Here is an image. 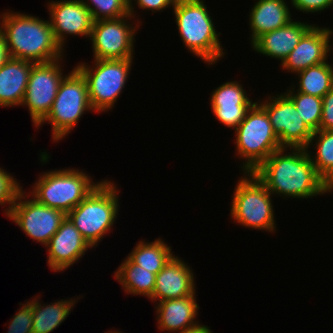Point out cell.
Segmentation results:
<instances>
[{"label": "cell", "instance_id": "1", "mask_svg": "<svg viewBox=\"0 0 333 333\" xmlns=\"http://www.w3.org/2000/svg\"><path fill=\"white\" fill-rule=\"evenodd\" d=\"M253 173L268 191L283 198L309 199L333 191L317 173L306 148L282 147Z\"/></svg>", "mask_w": 333, "mask_h": 333}, {"label": "cell", "instance_id": "2", "mask_svg": "<svg viewBox=\"0 0 333 333\" xmlns=\"http://www.w3.org/2000/svg\"><path fill=\"white\" fill-rule=\"evenodd\" d=\"M0 18V30L10 57L33 63L63 58L64 49L57 43L49 20L12 11L3 12Z\"/></svg>", "mask_w": 333, "mask_h": 333}, {"label": "cell", "instance_id": "3", "mask_svg": "<svg viewBox=\"0 0 333 333\" xmlns=\"http://www.w3.org/2000/svg\"><path fill=\"white\" fill-rule=\"evenodd\" d=\"M185 47L208 65L216 63L225 52L214 22L203 0H176L172 8Z\"/></svg>", "mask_w": 333, "mask_h": 333}, {"label": "cell", "instance_id": "4", "mask_svg": "<svg viewBox=\"0 0 333 333\" xmlns=\"http://www.w3.org/2000/svg\"><path fill=\"white\" fill-rule=\"evenodd\" d=\"M120 192L114 182L103 180L74 209L67 213L84 239L93 248L111 231L119 211Z\"/></svg>", "mask_w": 333, "mask_h": 333}, {"label": "cell", "instance_id": "5", "mask_svg": "<svg viewBox=\"0 0 333 333\" xmlns=\"http://www.w3.org/2000/svg\"><path fill=\"white\" fill-rule=\"evenodd\" d=\"M237 156L244 158L243 172H254L273 152L281 149L266 111L254 103L235 129ZM239 154V155H238Z\"/></svg>", "mask_w": 333, "mask_h": 333}, {"label": "cell", "instance_id": "6", "mask_svg": "<svg viewBox=\"0 0 333 333\" xmlns=\"http://www.w3.org/2000/svg\"><path fill=\"white\" fill-rule=\"evenodd\" d=\"M99 183L93 182L90 175L88 176L79 169L52 170L39 175L30 195L39 203L60 209L67 214Z\"/></svg>", "mask_w": 333, "mask_h": 333}, {"label": "cell", "instance_id": "7", "mask_svg": "<svg viewBox=\"0 0 333 333\" xmlns=\"http://www.w3.org/2000/svg\"><path fill=\"white\" fill-rule=\"evenodd\" d=\"M233 192L230 216L238 225L275 231L274 210L271 195L253 172L245 173Z\"/></svg>", "mask_w": 333, "mask_h": 333}, {"label": "cell", "instance_id": "8", "mask_svg": "<svg viewBox=\"0 0 333 333\" xmlns=\"http://www.w3.org/2000/svg\"><path fill=\"white\" fill-rule=\"evenodd\" d=\"M87 110L93 111L87 83L82 74L73 68L61 81L49 114L37 127L45 122L51 123L52 140L59 142L73 130Z\"/></svg>", "mask_w": 333, "mask_h": 333}, {"label": "cell", "instance_id": "9", "mask_svg": "<svg viewBox=\"0 0 333 333\" xmlns=\"http://www.w3.org/2000/svg\"><path fill=\"white\" fill-rule=\"evenodd\" d=\"M132 59L94 60V66L78 63L75 67L85 78L94 112L111 110L123 91L131 71Z\"/></svg>", "mask_w": 333, "mask_h": 333}, {"label": "cell", "instance_id": "10", "mask_svg": "<svg viewBox=\"0 0 333 333\" xmlns=\"http://www.w3.org/2000/svg\"><path fill=\"white\" fill-rule=\"evenodd\" d=\"M25 193L27 192L22 190L19 192L8 217L26 236L46 247L67 214L60 209L45 206L35 198L31 197L28 200L30 193Z\"/></svg>", "mask_w": 333, "mask_h": 333}, {"label": "cell", "instance_id": "11", "mask_svg": "<svg viewBox=\"0 0 333 333\" xmlns=\"http://www.w3.org/2000/svg\"><path fill=\"white\" fill-rule=\"evenodd\" d=\"M60 60L35 63L30 71L21 106L28 107L33 125L36 128L49 114L60 83L66 76L62 73Z\"/></svg>", "mask_w": 333, "mask_h": 333}, {"label": "cell", "instance_id": "12", "mask_svg": "<svg viewBox=\"0 0 333 333\" xmlns=\"http://www.w3.org/2000/svg\"><path fill=\"white\" fill-rule=\"evenodd\" d=\"M131 17L129 14L117 19L93 21L89 38L92 42L94 60L133 58L134 36L139 25L128 24V18Z\"/></svg>", "mask_w": 333, "mask_h": 333}, {"label": "cell", "instance_id": "13", "mask_svg": "<svg viewBox=\"0 0 333 333\" xmlns=\"http://www.w3.org/2000/svg\"><path fill=\"white\" fill-rule=\"evenodd\" d=\"M276 96H270L267 98L269 100L257 103L266 111L281 147L307 148L313 132L304 123L294 103L285 93Z\"/></svg>", "mask_w": 333, "mask_h": 333}, {"label": "cell", "instance_id": "14", "mask_svg": "<svg viewBox=\"0 0 333 333\" xmlns=\"http://www.w3.org/2000/svg\"><path fill=\"white\" fill-rule=\"evenodd\" d=\"M47 7L54 37L62 49L67 34L90 37L93 19L81 0H52Z\"/></svg>", "mask_w": 333, "mask_h": 333}, {"label": "cell", "instance_id": "15", "mask_svg": "<svg viewBox=\"0 0 333 333\" xmlns=\"http://www.w3.org/2000/svg\"><path fill=\"white\" fill-rule=\"evenodd\" d=\"M332 33L333 30L329 27H317L313 24L281 64L283 70L298 73L308 67L328 61Z\"/></svg>", "mask_w": 333, "mask_h": 333}, {"label": "cell", "instance_id": "16", "mask_svg": "<svg viewBox=\"0 0 333 333\" xmlns=\"http://www.w3.org/2000/svg\"><path fill=\"white\" fill-rule=\"evenodd\" d=\"M49 268L61 272L82 258L92 248L66 217L47 244Z\"/></svg>", "mask_w": 333, "mask_h": 333}, {"label": "cell", "instance_id": "17", "mask_svg": "<svg viewBox=\"0 0 333 333\" xmlns=\"http://www.w3.org/2000/svg\"><path fill=\"white\" fill-rule=\"evenodd\" d=\"M247 96L243 86L237 81L221 84L210 96L212 112L223 125L236 129L255 103Z\"/></svg>", "mask_w": 333, "mask_h": 333}, {"label": "cell", "instance_id": "18", "mask_svg": "<svg viewBox=\"0 0 333 333\" xmlns=\"http://www.w3.org/2000/svg\"><path fill=\"white\" fill-rule=\"evenodd\" d=\"M194 281L190 267L174 254L156 274L154 292L149 299L160 302L194 295L196 294Z\"/></svg>", "mask_w": 333, "mask_h": 333}, {"label": "cell", "instance_id": "19", "mask_svg": "<svg viewBox=\"0 0 333 333\" xmlns=\"http://www.w3.org/2000/svg\"><path fill=\"white\" fill-rule=\"evenodd\" d=\"M195 297L194 294L158 302L156 305L158 329L185 333L200 328L202 325L195 321L200 308Z\"/></svg>", "mask_w": 333, "mask_h": 333}, {"label": "cell", "instance_id": "20", "mask_svg": "<svg viewBox=\"0 0 333 333\" xmlns=\"http://www.w3.org/2000/svg\"><path fill=\"white\" fill-rule=\"evenodd\" d=\"M309 23L293 19L282 28L267 32L260 36L252 48L259 54L281 60V64L290 52L298 45L302 36L312 27Z\"/></svg>", "mask_w": 333, "mask_h": 333}, {"label": "cell", "instance_id": "21", "mask_svg": "<svg viewBox=\"0 0 333 333\" xmlns=\"http://www.w3.org/2000/svg\"><path fill=\"white\" fill-rule=\"evenodd\" d=\"M34 64L10 57L0 68V107L21 106Z\"/></svg>", "mask_w": 333, "mask_h": 333}, {"label": "cell", "instance_id": "22", "mask_svg": "<svg viewBox=\"0 0 333 333\" xmlns=\"http://www.w3.org/2000/svg\"><path fill=\"white\" fill-rule=\"evenodd\" d=\"M291 17L285 0H257L249 14L251 45L263 34L288 24Z\"/></svg>", "mask_w": 333, "mask_h": 333}, {"label": "cell", "instance_id": "23", "mask_svg": "<svg viewBox=\"0 0 333 333\" xmlns=\"http://www.w3.org/2000/svg\"><path fill=\"white\" fill-rule=\"evenodd\" d=\"M38 297L29 301L32 304V333H51L69 316L76 299H61L45 306L39 302Z\"/></svg>", "mask_w": 333, "mask_h": 333}, {"label": "cell", "instance_id": "24", "mask_svg": "<svg viewBox=\"0 0 333 333\" xmlns=\"http://www.w3.org/2000/svg\"><path fill=\"white\" fill-rule=\"evenodd\" d=\"M114 273L115 279L121 284L124 292L147 298L153 295L156 274L133 263L128 257Z\"/></svg>", "mask_w": 333, "mask_h": 333}, {"label": "cell", "instance_id": "25", "mask_svg": "<svg viewBox=\"0 0 333 333\" xmlns=\"http://www.w3.org/2000/svg\"><path fill=\"white\" fill-rule=\"evenodd\" d=\"M171 247L164 240L155 239L153 242L139 241L128 258L154 274H157L174 256Z\"/></svg>", "mask_w": 333, "mask_h": 333}, {"label": "cell", "instance_id": "26", "mask_svg": "<svg viewBox=\"0 0 333 333\" xmlns=\"http://www.w3.org/2000/svg\"><path fill=\"white\" fill-rule=\"evenodd\" d=\"M313 142L316 143L313 144ZM312 144L316 145L314 148L317 149L314 156L311 151H308L311 162L319 176L333 190V131L318 130L313 132L306 149L308 150Z\"/></svg>", "mask_w": 333, "mask_h": 333}, {"label": "cell", "instance_id": "27", "mask_svg": "<svg viewBox=\"0 0 333 333\" xmlns=\"http://www.w3.org/2000/svg\"><path fill=\"white\" fill-rule=\"evenodd\" d=\"M333 64L327 61L299 71L298 92L322 98L333 89Z\"/></svg>", "mask_w": 333, "mask_h": 333}, {"label": "cell", "instance_id": "28", "mask_svg": "<svg viewBox=\"0 0 333 333\" xmlns=\"http://www.w3.org/2000/svg\"><path fill=\"white\" fill-rule=\"evenodd\" d=\"M284 92L294 103L297 112L303 119L307 127L312 131L316 132L319 130L320 122L322 119V106L323 100L320 97L312 96L309 94L301 93L298 91L295 94V86H292Z\"/></svg>", "mask_w": 333, "mask_h": 333}, {"label": "cell", "instance_id": "29", "mask_svg": "<svg viewBox=\"0 0 333 333\" xmlns=\"http://www.w3.org/2000/svg\"><path fill=\"white\" fill-rule=\"evenodd\" d=\"M81 1L89 9L93 21L101 19H117L129 15V7L123 0Z\"/></svg>", "mask_w": 333, "mask_h": 333}, {"label": "cell", "instance_id": "30", "mask_svg": "<svg viewBox=\"0 0 333 333\" xmlns=\"http://www.w3.org/2000/svg\"><path fill=\"white\" fill-rule=\"evenodd\" d=\"M13 177L14 176L0 167V205L4 207L6 203L9 204L4 211L7 217L10 214L19 192L23 190L22 186H20Z\"/></svg>", "mask_w": 333, "mask_h": 333}, {"label": "cell", "instance_id": "31", "mask_svg": "<svg viewBox=\"0 0 333 333\" xmlns=\"http://www.w3.org/2000/svg\"><path fill=\"white\" fill-rule=\"evenodd\" d=\"M10 321L7 333H32V304L27 301Z\"/></svg>", "mask_w": 333, "mask_h": 333}, {"label": "cell", "instance_id": "32", "mask_svg": "<svg viewBox=\"0 0 333 333\" xmlns=\"http://www.w3.org/2000/svg\"><path fill=\"white\" fill-rule=\"evenodd\" d=\"M290 2L296 10L303 13H321L333 5V0H291Z\"/></svg>", "mask_w": 333, "mask_h": 333}, {"label": "cell", "instance_id": "33", "mask_svg": "<svg viewBox=\"0 0 333 333\" xmlns=\"http://www.w3.org/2000/svg\"><path fill=\"white\" fill-rule=\"evenodd\" d=\"M322 119L319 130L333 131V89L323 97Z\"/></svg>", "mask_w": 333, "mask_h": 333}, {"label": "cell", "instance_id": "34", "mask_svg": "<svg viewBox=\"0 0 333 333\" xmlns=\"http://www.w3.org/2000/svg\"><path fill=\"white\" fill-rule=\"evenodd\" d=\"M137 6L143 10H150L152 12L163 11L166 8L175 5L176 0H134Z\"/></svg>", "mask_w": 333, "mask_h": 333}, {"label": "cell", "instance_id": "35", "mask_svg": "<svg viewBox=\"0 0 333 333\" xmlns=\"http://www.w3.org/2000/svg\"><path fill=\"white\" fill-rule=\"evenodd\" d=\"M10 58L2 31L0 30V68Z\"/></svg>", "mask_w": 333, "mask_h": 333}, {"label": "cell", "instance_id": "36", "mask_svg": "<svg viewBox=\"0 0 333 333\" xmlns=\"http://www.w3.org/2000/svg\"><path fill=\"white\" fill-rule=\"evenodd\" d=\"M211 329L208 326L202 325L200 328L195 329L193 331L185 332V333H211Z\"/></svg>", "mask_w": 333, "mask_h": 333}, {"label": "cell", "instance_id": "37", "mask_svg": "<svg viewBox=\"0 0 333 333\" xmlns=\"http://www.w3.org/2000/svg\"><path fill=\"white\" fill-rule=\"evenodd\" d=\"M127 5H128V7H129V14L132 16V18L134 19V9H135V7H133V6H135V5H133V1L132 0H123Z\"/></svg>", "mask_w": 333, "mask_h": 333}]
</instances>
